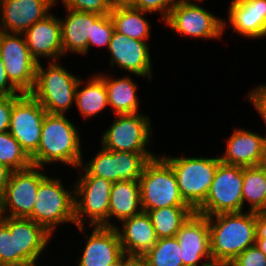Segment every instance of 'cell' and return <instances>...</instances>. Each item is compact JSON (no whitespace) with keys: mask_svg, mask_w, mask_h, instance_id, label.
Here are the masks:
<instances>
[{"mask_svg":"<svg viewBox=\"0 0 266 266\" xmlns=\"http://www.w3.org/2000/svg\"><path fill=\"white\" fill-rule=\"evenodd\" d=\"M13 104L14 96H0V133L9 131Z\"/></svg>","mask_w":266,"mask_h":266,"instance_id":"obj_39","label":"cell"},{"mask_svg":"<svg viewBox=\"0 0 266 266\" xmlns=\"http://www.w3.org/2000/svg\"><path fill=\"white\" fill-rule=\"evenodd\" d=\"M138 181L144 212L163 207H190L180 194L172 167L161 156L145 164Z\"/></svg>","mask_w":266,"mask_h":266,"instance_id":"obj_4","label":"cell"},{"mask_svg":"<svg viewBox=\"0 0 266 266\" xmlns=\"http://www.w3.org/2000/svg\"><path fill=\"white\" fill-rule=\"evenodd\" d=\"M139 181L121 180L112 184L109 205V227L111 217L123 221L142 212Z\"/></svg>","mask_w":266,"mask_h":266,"instance_id":"obj_25","label":"cell"},{"mask_svg":"<svg viewBox=\"0 0 266 266\" xmlns=\"http://www.w3.org/2000/svg\"><path fill=\"white\" fill-rule=\"evenodd\" d=\"M174 2L175 0H137L133 7L149 13L160 12L162 20L165 21Z\"/></svg>","mask_w":266,"mask_h":266,"instance_id":"obj_37","label":"cell"},{"mask_svg":"<svg viewBox=\"0 0 266 266\" xmlns=\"http://www.w3.org/2000/svg\"><path fill=\"white\" fill-rule=\"evenodd\" d=\"M256 239H266V211L256 212Z\"/></svg>","mask_w":266,"mask_h":266,"instance_id":"obj_41","label":"cell"},{"mask_svg":"<svg viewBox=\"0 0 266 266\" xmlns=\"http://www.w3.org/2000/svg\"><path fill=\"white\" fill-rule=\"evenodd\" d=\"M243 167L220 162L205 201L195 210L203 216L242 212Z\"/></svg>","mask_w":266,"mask_h":266,"instance_id":"obj_8","label":"cell"},{"mask_svg":"<svg viewBox=\"0 0 266 266\" xmlns=\"http://www.w3.org/2000/svg\"><path fill=\"white\" fill-rule=\"evenodd\" d=\"M149 12L130 7H116L110 12L114 30L131 39L147 41L150 38V23L143 16Z\"/></svg>","mask_w":266,"mask_h":266,"instance_id":"obj_28","label":"cell"},{"mask_svg":"<svg viewBox=\"0 0 266 266\" xmlns=\"http://www.w3.org/2000/svg\"><path fill=\"white\" fill-rule=\"evenodd\" d=\"M192 1H195V0H192ZM197 2L199 1L200 3H202L203 1H205V0H196Z\"/></svg>","mask_w":266,"mask_h":266,"instance_id":"obj_50","label":"cell"},{"mask_svg":"<svg viewBox=\"0 0 266 266\" xmlns=\"http://www.w3.org/2000/svg\"><path fill=\"white\" fill-rule=\"evenodd\" d=\"M122 227L116 229L125 255L143 256L156 243L157 237L151 218L147 212H140L121 221Z\"/></svg>","mask_w":266,"mask_h":266,"instance_id":"obj_22","label":"cell"},{"mask_svg":"<svg viewBox=\"0 0 266 266\" xmlns=\"http://www.w3.org/2000/svg\"><path fill=\"white\" fill-rule=\"evenodd\" d=\"M84 84L86 85L80 88V78L75 92V102L81 116L89 119L108 107V96L105 83L99 75L91 76Z\"/></svg>","mask_w":266,"mask_h":266,"instance_id":"obj_27","label":"cell"},{"mask_svg":"<svg viewBox=\"0 0 266 266\" xmlns=\"http://www.w3.org/2000/svg\"><path fill=\"white\" fill-rule=\"evenodd\" d=\"M0 57L10 82L21 92L33 90L38 62L28 50L23 33L0 31Z\"/></svg>","mask_w":266,"mask_h":266,"instance_id":"obj_13","label":"cell"},{"mask_svg":"<svg viewBox=\"0 0 266 266\" xmlns=\"http://www.w3.org/2000/svg\"><path fill=\"white\" fill-rule=\"evenodd\" d=\"M122 266H150L149 262L140 255H124L122 257Z\"/></svg>","mask_w":266,"mask_h":266,"instance_id":"obj_42","label":"cell"},{"mask_svg":"<svg viewBox=\"0 0 266 266\" xmlns=\"http://www.w3.org/2000/svg\"><path fill=\"white\" fill-rule=\"evenodd\" d=\"M101 148L88 163L81 162L77 169L82 168L85 173L80 172V175L97 176L112 183L121 180L138 181L145 164L157 156L153 152L133 153Z\"/></svg>","mask_w":266,"mask_h":266,"instance_id":"obj_9","label":"cell"},{"mask_svg":"<svg viewBox=\"0 0 266 266\" xmlns=\"http://www.w3.org/2000/svg\"><path fill=\"white\" fill-rule=\"evenodd\" d=\"M243 207L250 205L249 211H266V169L259 166L243 167Z\"/></svg>","mask_w":266,"mask_h":266,"instance_id":"obj_30","label":"cell"},{"mask_svg":"<svg viewBox=\"0 0 266 266\" xmlns=\"http://www.w3.org/2000/svg\"><path fill=\"white\" fill-rule=\"evenodd\" d=\"M231 266H266V255L256 246H250L239 254Z\"/></svg>","mask_w":266,"mask_h":266,"instance_id":"obj_36","label":"cell"},{"mask_svg":"<svg viewBox=\"0 0 266 266\" xmlns=\"http://www.w3.org/2000/svg\"><path fill=\"white\" fill-rule=\"evenodd\" d=\"M37 262H38V261L31 262V263H26V264L19 265V266H37Z\"/></svg>","mask_w":266,"mask_h":266,"instance_id":"obj_48","label":"cell"},{"mask_svg":"<svg viewBox=\"0 0 266 266\" xmlns=\"http://www.w3.org/2000/svg\"><path fill=\"white\" fill-rule=\"evenodd\" d=\"M112 8L134 6L137 0H109Z\"/></svg>","mask_w":266,"mask_h":266,"instance_id":"obj_44","label":"cell"},{"mask_svg":"<svg viewBox=\"0 0 266 266\" xmlns=\"http://www.w3.org/2000/svg\"><path fill=\"white\" fill-rule=\"evenodd\" d=\"M161 157L172 167L182 198L195 211L208 195L220 157Z\"/></svg>","mask_w":266,"mask_h":266,"instance_id":"obj_6","label":"cell"},{"mask_svg":"<svg viewBox=\"0 0 266 266\" xmlns=\"http://www.w3.org/2000/svg\"><path fill=\"white\" fill-rule=\"evenodd\" d=\"M44 168L32 165L24 170L12 171L0 197L1 216L27 218L32 213L40 182L47 176Z\"/></svg>","mask_w":266,"mask_h":266,"instance_id":"obj_12","label":"cell"},{"mask_svg":"<svg viewBox=\"0 0 266 266\" xmlns=\"http://www.w3.org/2000/svg\"><path fill=\"white\" fill-rule=\"evenodd\" d=\"M11 173V169H9L6 165L0 163V197L5 191V187L9 182Z\"/></svg>","mask_w":266,"mask_h":266,"instance_id":"obj_43","label":"cell"},{"mask_svg":"<svg viewBox=\"0 0 266 266\" xmlns=\"http://www.w3.org/2000/svg\"><path fill=\"white\" fill-rule=\"evenodd\" d=\"M64 7L75 11L94 13L97 15L110 14L113 9L109 0H61ZM57 2V0H56Z\"/></svg>","mask_w":266,"mask_h":266,"instance_id":"obj_35","label":"cell"},{"mask_svg":"<svg viewBox=\"0 0 266 266\" xmlns=\"http://www.w3.org/2000/svg\"><path fill=\"white\" fill-rule=\"evenodd\" d=\"M0 163L12 171L24 170L32 166L31 158L9 131L0 133Z\"/></svg>","mask_w":266,"mask_h":266,"instance_id":"obj_32","label":"cell"},{"mask_svg":"<svg viewBox=\"0 0 266 266\" xmlns=\"http://www.w3.org/2000/svg\"><path fill=\"white\" fill-rule=\"evenodd\" d=\"M77 266H112L125 255L114 227L92 226Z\"/></svg>","mask_w":266,"mask_h":266,"instance_id":"obj_20","label":"cell"},{"mask_svg":"<svg viewBox=\"0 0 266 266\" xmlns=\"http://www.w3.org/2000/svg\"><path fill=\"white\" fill-rule=\"evenodd\" d=\"M203 266H231L229 262H223V261H210Z\"/></svg>","mask_w":266,"mask_h":266,"instance_id":"obj_47","label":"cell"},{"mask_svg":"<svg viewBox=\"0 0 266 266\" xmlns=\"http://www.w3.org/2000/svg\"><path fill=\"white\" fill-rule=\"evenodd\" d=\"M65 9L67 16L60 19L63 56L69 52L86 56L93 24L101 15Z\"/></svg>","mask_w":266,"mask_h":266,"instance_id":"obj_24","label":"cell"},{"mask_svg":"<svg viewBox=\"0 0 266 266\" xmlns=\"http://www.w3.org/2000/svg\"><path fill=\"white\" fill-rule=\"evenodd\" d=\"M194 212L191 207H163L147 211L158 239L176 237Z\"/></svg>","mask_w":266,"mask_h":266,"instance_id":"obj_29","label":"cell"},{"mask_svg":"<svg viewBox=\"0 0 266 266\" xmlns=\"http://www.w3.org/2000/svg\"><path fill=\"white\" fill-rule=\"evenodd\" d=\"M59 178L48 175L40 182L32 213L27 217L42 225L51 235L57 226L75 223L74 188L69 190Z\"/></svg>","mask_w":266,"mask_h":266,"instance_id":"obj_5","label":"cell"},{"mask_svg":"<svg viewBox=\"0 0 266 266\" xmlns=\"http://www.w3.org/2000/svg\"><path fill=\"white\" fill-rule=\"evenodd\" d=\"M111 126L105 129L101 145L106 150L133 153H151L149 145L152 127L149 116L144 114H115Z\"/></svg>","mask_w":266,"mask_h":266,"instance_id":"obj_11","label":"cell"},{"mask_svg":"<svg viewBox=\"0 0 266 266\" xmlns=\"http://www.w3.org/2000/svg\"><path fill=\"white\" fill-rule=\"evenodd\" d=\"M228 19L233 32L246 38L266 37V0H232Z\"/></svg>","mask_w":266,"mask_h":266,"instance_id":"obj_21","label":"cell"},{"mask_svg":"<svg viewBox=\"0 0 266 266\" xmlns=\"http://www.w3.org/2000/svg\"><path fill=\"white\" fill-rule=\"evenodd\" d=\"M265 136L243 128H237L226 141V150L220 161L225 164L254 167L258 166Z\"/></svg>","mask_w":266,"mask_h":266,"instance_id":"obj_23","label":"cell"},{"mask_svg":"<svg viewBox=\"0 0 266 266\" xmlns=\"http://www.w3.org/2000/svg\"><path fill=\"white\" fill-rule=\"evenodd\" d=\"M56 0H0V31L24 33L50 13Z\"/></svg>","mask_w":266,"mask_h":266,"instance_id":"obj_17","label":"cell"},{"mask_svg":"<svg viewBox=\"0 0 266 266\" xmlns=\"http://www.w3.org/2000/svg\"><path fill=\"white\" fill-rule=\"evenodd\" d=\"M59 61H49L48 68L37 64L36 79L30 94L48 114L65 115L75 104L79 77L62 67Z\"/></svg>","mask_w":266,"mask_h":266,"instance_id":"obj_3","label":"cell"},{"mask_svg":"<svg viewBox=\"0 0 266 266\" xmlns=\"http://www.w3.org/2000/svg\"><path fill=\"white\" fill-rule=\"evenodd\" d=\"M46 113L30 93L14 95L9 132L30 158L38 150Z\"/></svg>","mask_w":266,"mask_h":266,"instance_id":"obj_14","label":"cell"},{"mask_svg":"<svg viewBox=\"0 0 266 266\" xmlns=\"http://www.w3.org/2000/svg\"><path fill=\"white\" fill-rule=\"evenodd\" d=\"M114 32V24L110 15H101L93 24L92 39H89L87 53L91 46L108 48Z\"/></svg>","mask_w":266,"mask_h":266,"instance_id":"obj_34","label":"cell"},{"mask_svg":"<svg viewBox=\"0 0 266 266\" xmlns=\"http://www.w3.org/2000/svg\"><path fill=\"white\" fill-rule=\"evenodd\" d=\"M0 219L9 230H16L17 266L38 261L52 235L30 218L1 216Z\"/></svg>","mask_w":266,"mask_h":266,"instance_id":"obj_18","label":"cell"},{"mask_svg":"<svg viewBox=\"0 0 266 266\" xmlns=\"http://www.w3.org/2000/svg\"><path fill=\"white\" fill-rule=\"evenodd\" d=\"M104 81L108 106L113 108L115 114H135L139 113V98L137 97V85L133 79L126 76L120 78L109 77L108 74H98Z\"/></svg>","mask_w":266,"mask_h":266,"instance_id":"obj_26","label":"cell"},{"mask_svg":"<svg viewBox=\"0 0 266 266\" xmlns=\"http://www.w3.org/2000/svg\"><path fill=\"white\" fill-rule=\"evenodd\" d=\"M148 42L131 39L114 30L108 46L110 66L151 80L152 62Z\"/></svg>","mask_w":266,"mask_h":266,"instance_id":"obj_15","label":"cell"},{"mask_svg":"<svg viewBox=\"0 0 266 266\" xmlns=\"http://www.w3.org/2000/svg\"><path fill=\"white\" fill-rule=\"evenodd\" d=\"M28 50L39 63L44 57L49 61H58L63 57L60 18L48 14L34 23L23 33Z\"/></svg>","mask_w":266,"mask_h":266,"instance_id":"obj_19","label":"cell"},{"mask_svg":"<svg viewBox=\"0 0 266 266\" xmlns=\"http://www.w3.org/2000/svg\"><path fill=\"white\" fill-rule=\"evenodd\" d=\"M150 266H183L182 251L176 237L157 239L144 255Z\"/></svg>","mask_w":266,"mask_h":266,"instance_id":"obj_31","label":"cell"},{"mask_svg":"<svg viewBox=\"0 0 266 266\" xmlns=\"http://www.w3.org/2000/svg\"><path fill=\"white\" fill-rule=\"evenodd\" d=\"M181 36L216 39L222 37L227 21L215 16L192 0H175L167 19L164 21Z\"/></svg>","mask_w":266,"mask_h":266,"instance_id":"obj_10","label":"cell"},{"mask_svg":"<svg viewBox=\"0 0 266 266\" xmlns=\"http://www.w3.org/2000/svg\"><path fill=\"white\" fill-rule=\"evenodd\" d=\"M112 266H122V258L120 259V261Z\"/></svg>","mask_w":266,"mask_h":266,"instance_id":"obj_49","label":"cell"},{"mask_svg":"<svg viewBox=\"0 0 266 266\" xmlns=\"http://www.w3.org/2000/svg\"><path fill=\"white\" fill-rule=\"evenodd\" d=\"M207 219L213 261L231 263L248 247L255 245L256 212L220 213L207 216Z\"/></svg>","mask_w":266,"mask_h":266,"instance_id":"obj_1","label":"cell"},{"mask_svg":"<svg viewBox=\"0 0 266 266\" xmlns=\"http://www.w3.org/2000/svg\"><path fill=\"white\" fill-rule=\"evenodd\" d=\"M258 166L266 169V138L263 144L261 159H260Z\"/></svg>","mask_w":266,"mask_h":266,"instance_id":"obj_45","label":"cell"},{"mask_svg":"<svg viewBox=\"0 0 266 266\" xmlns=\"http://www.w3.org/2000/svg\"><path fill=\"white\" fill-rule=\"evenodd\" d=\"M255 245L266 255V239H256Z\"/></svg>","mask_w":266,"mask_h":266,"instance_id":"obj_46","label":"cell"},{"mask_svg":"<svg viewBox=\"0 0 266 266\" xmlns=\"http://www.w3.org/2000/svg\"><path fill=\"white\" fill-rule=\"evenodd\" d=\"M176 238L182 251L183 266H203L212 261L207 216L194 212L181 226ZM200 262L203 263L200 265Z\"/></svg>","mask_w":266,"mask_h":266,"instance_id":"obj_16","label":"cell"},{"mask_svg":"<svg viewBox=\"0 0 266 266\" xmlns=\"http://www.w3.org/2000/svg\"><path fill=\"white\" fill-rule=\"evenodd\" d=\"M247 98L263 118L264 124H266V84L253 88L248 93Z\"/></svg>","mask_w":266,"mask_h":266,"instance_id":"obj_38","label":"cell"},{"mask_svg":"<svg viewBox=\"0 0 266 266\" xmlns=\"http://www.w3.org/2000/svg\"><path fill=\"white\" fill-rule=\"evenodd\" d=\"M0 260L4 266H17L16 230H9V227L1 219Z\"/></svg>","mask_w":266,"mask_h":266,"instance_id":"obj_33","label":"cell"},{"mask_svg":"<svg viewBox=\"0 0 266 266\" xmlns=\"http://www.w3.org/2000/svg\"><path fill=\"white\" fill-rule=\"evenodd\" d=\"M112 182L97 176L79 175L74 186L75 223L81 232L88 226L109 227ZM86 221V222H85ZM85 224V225H84Z\"/></svg>","mask_w":266,"mask_h":266,"instance_id":"obj_7","label":"cell"},{"mask_svg":"<svg viewBox=\"0 0 266 266\" xmlns=\"http://www.w3.org/2000/svg\"><path fill=\"white\" fill-rule=\"evenodd\" d=\"M22 94L9 80L5 65L0 57V96H14Z\"/></svg>","mask_w":266,"mask_h":266,"instance_id":"obj_40","label":"cell"},{"mask_svg":"<svg viewBox=\"0 0 266 266\" xmlns=\"http://www.w3.org/2000/svg\"><path fill=\"white\" fill-rule=\"evenodd\" d=\"M79 130L65 115L46 113L37 152L31 157L33 166L63 163L78 168L83 161Z\"/></svg>","mask_w":266,"mask_h":266,"instance_id":"obj_2","label":"cell"}]
</instances>
